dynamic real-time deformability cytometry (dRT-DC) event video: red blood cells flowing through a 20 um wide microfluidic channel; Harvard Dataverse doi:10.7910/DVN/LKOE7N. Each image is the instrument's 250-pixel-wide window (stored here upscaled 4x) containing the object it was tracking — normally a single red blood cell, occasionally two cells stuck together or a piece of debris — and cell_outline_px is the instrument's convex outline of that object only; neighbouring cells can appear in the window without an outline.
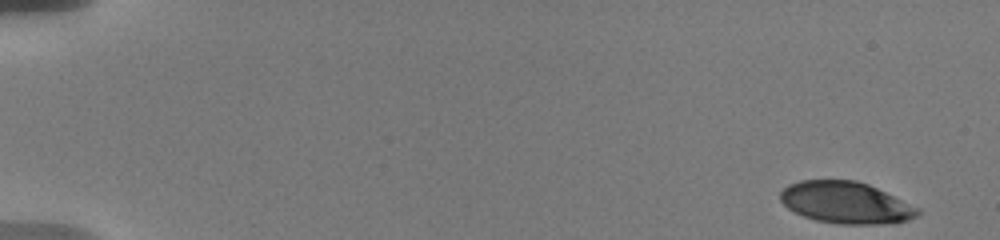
{"species": "human", "species_latin": "Homo sapiens", "temperature_condition": "warm", "stored_images_in_passage": 17, "camera_frame_rate_fps": 3000, "um_per_image_px": 0.085, "donor": {"sex": "male"}, "frame": {"image": 1, "passage_image": 1, "time_ms": 0.0, "image_size_px": [1000, 240], "cell_outline_px": [[920, 212], [916, 216], [908, 220], [896, 224], [840, 224], [816, 220], [804, 216], [788, 208], [780, 200], [780, 192], [788, 184], [800, 180], [856, 180], [868, 184], [920, 208]], "centroid_in_image_um": [71.91, 17.23], "position_along_channel_um": 13.1, "area_um2": 33.47}}
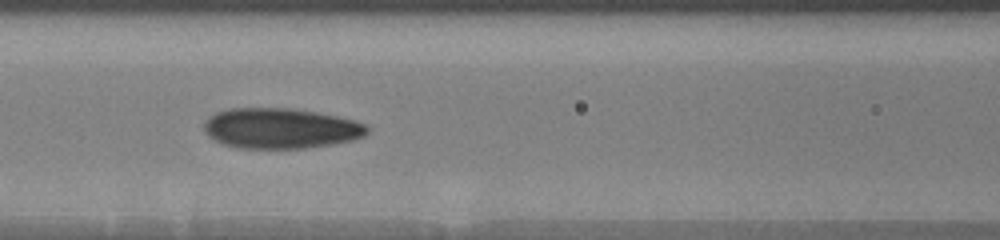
{"frame": {"image": 2, "passage_image": 15, "time_ms": 8.0, "image_size_px": [1000, 240], "cell_outline_px": [[368, 132], [364, 136], [352, 140], [332, 144], [304, 148], [236, 148], [224, 144], [208, 136], [204, 132], [204, 120], [208, 116], [216, 112], [228, 108], [296, 108], [356, 120], [368, 124]], "centroid_in_image_um": [23.84, 10.9], "position_along_channel_um": 142.8, "area_um2": 38.73}}
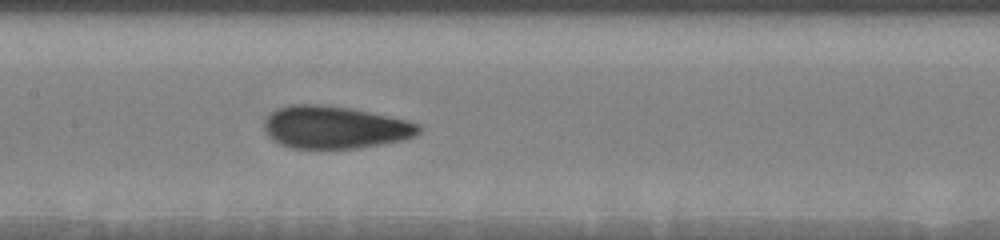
{"frame": {"image": 3, "passage_image": 17, "time_ms": 9.0, "image_size_px": [1000, 240], "cell_outline_px": [[420, 132], [416, 136], [404, 140], [384, 144], [360, 148], [292, 148], [280, 144], [272, 140], [264, 132], [264, 120], [276, 108], [292, 104], [320, 104], [352, 108], [408, 120], [420, 124]], "centroid_in_image_um": [28.47, 10.82], "position_along_channel_um": 178.9, "area_um2": 38.73}}